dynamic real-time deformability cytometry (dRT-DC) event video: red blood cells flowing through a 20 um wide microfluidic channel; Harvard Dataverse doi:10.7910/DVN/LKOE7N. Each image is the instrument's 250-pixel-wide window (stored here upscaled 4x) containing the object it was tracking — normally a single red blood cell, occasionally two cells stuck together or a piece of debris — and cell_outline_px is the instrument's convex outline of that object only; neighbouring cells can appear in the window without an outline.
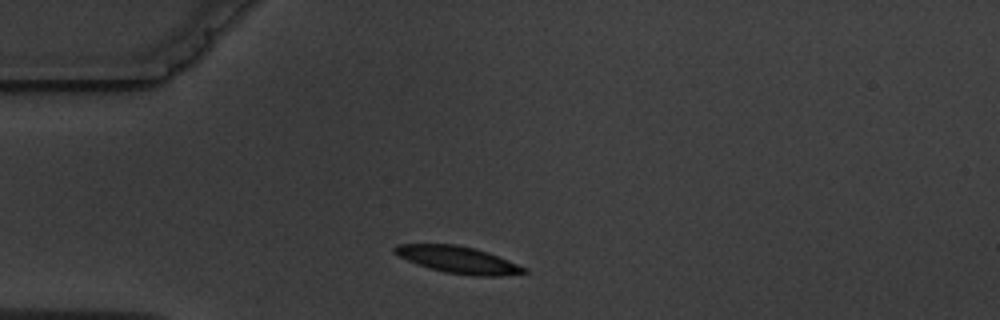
{"species": "common noctule bat (a hibernating species)", "species_latin": "Nyctalus noctula", "temperature_condition": "warm", "stored_images_in_passage": 8, "camera_frame_rate_fps": 3000, "um_per_image_px": 0.085, "animal": {"sex": "male", "body_mass_g": 19.5, "forearm_length_mm": 54.6}, "frame": {"image": 1, "passage_image": 1, "time_ms": 0.0, "image_size_px": [1000, 320], "cell_outline_px": [[528, 272], [500, 276], [472, 276], [444, 272], [428, 268], [416, 264], [396, 256], [392, 252], [392, 248], [396, 244], [456, 244], [488, 252], [528, 268]], "centroid_in_image_um": [38.89, 22.08], "position_along_channel_um": 46.1, "area_um2": 20.52}}
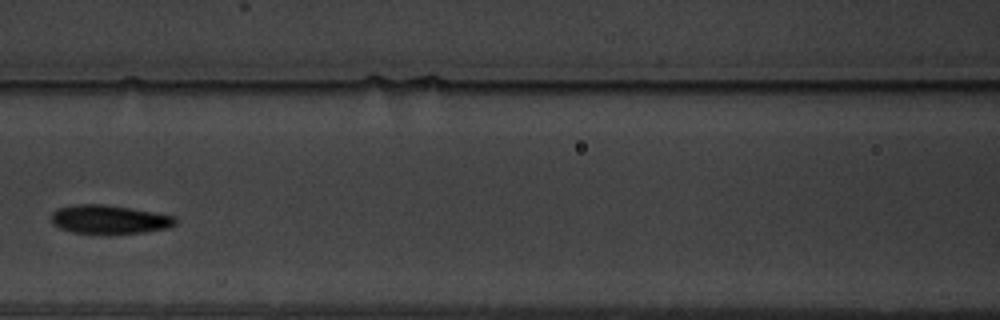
{"frame": {"image": 2, "passage_image": 4, "time_ms": 3.667, "image_size_px": [1000, 320], "cell_outline_px": [[176, 224], [168, 228], [144, 232], [72, 232], [60, 228], [52, 224], [48, 220], [52, 212], [56, 208], [72, 204], [104, 204], [176, 216]], "centroid_in_image_um": [9.22, 18.62], "position_along_channel_um": 157.4, "area_um2": 20.52}}
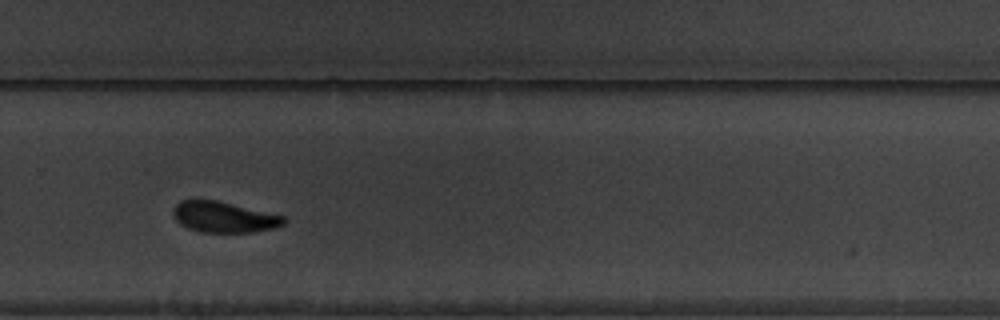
{"frame": {"image": 3, "passage_image": 8, "time_ms": 8.0, "image_size_px": [1000, 320], "cell_outline_px": [[288, 220], [284, 224], [276, 228], [252, 232], [200, 232], [188, 228], [180, 224], [176, 220], [172, 212], [176, 204], [180, 200], [216, 200], [284, 216]], "centroid_in_image_um": [19.04, 18.46], "position_along_channel_um": 310.8, "area_um2": 19.83}}